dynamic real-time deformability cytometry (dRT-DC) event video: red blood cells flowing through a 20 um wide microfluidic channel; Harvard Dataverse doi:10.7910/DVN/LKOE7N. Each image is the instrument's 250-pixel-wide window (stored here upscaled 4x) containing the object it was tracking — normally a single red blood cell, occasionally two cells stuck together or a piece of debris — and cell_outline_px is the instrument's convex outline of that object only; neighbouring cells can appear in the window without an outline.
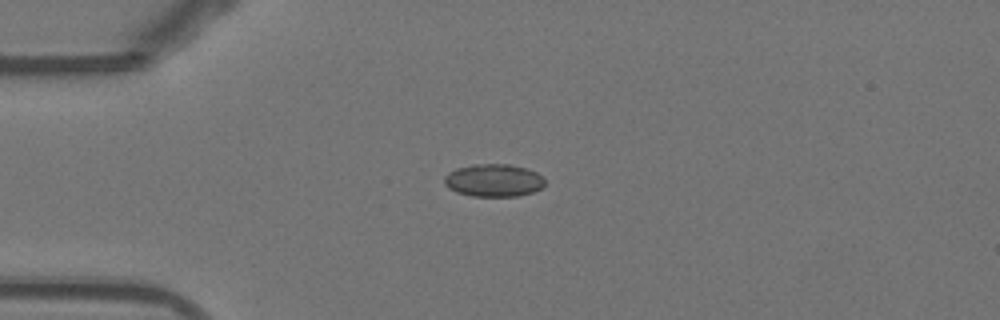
{"species": "Egyptian fruit bat (a non-hibernating species)", "species_latin": "Rousettus aegyptiacus", "temperature_condition": "warm", "stored_images_in_passage": 40, "camera_frame_rate_fps": 3000, "um_per_image_px": 0.085, "animal": {"sex": "female"}, "frame": {"image": 1, "passage_image": 1, "time_ms": 0.0, "image_size_px": [1000, 320], "cell_outline_px": [[544, 184], [540, 188], [532, 192], [516, 196], [472, 196], [456, 192], [448, 188], [444, 184], [444, 176], [448, 172], [456, 168], [472, 164], [512, 164], [528, 168], [536, 172], [544, 180]], "centroid_in_image_um": [41.92, 15.32], "position_along_channel_um": 43.1, "area_um2": 19.25}}
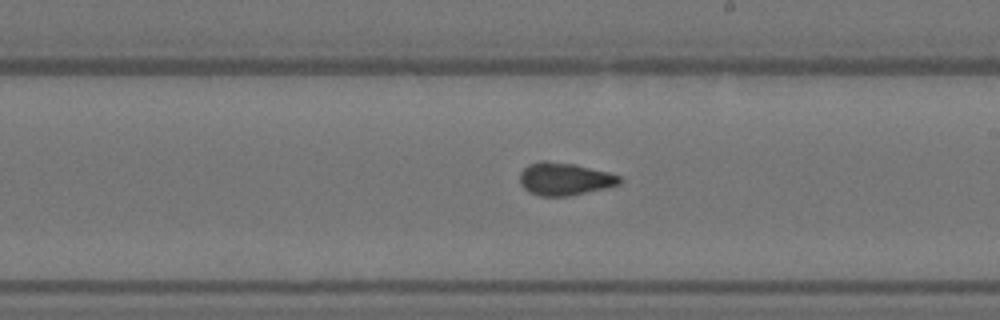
{"frame": {"image": 2, "passage_image": 18, "time_ms": 5.667, "image_size_px": [1000, 320], "cell_outline_px": [[624, 180], [620, 184], [608, 188], [568, 196], [540, 196], [528, 192], [520, 184], [520, 172], [528, 164], [540, 160], [544, 160], [576, 164], [608, 172], [620, 176]], "centroid_in_image_um": [48.0, 15.21], "position_along_channel_um": 241.0, "area_um2": 19.31}}
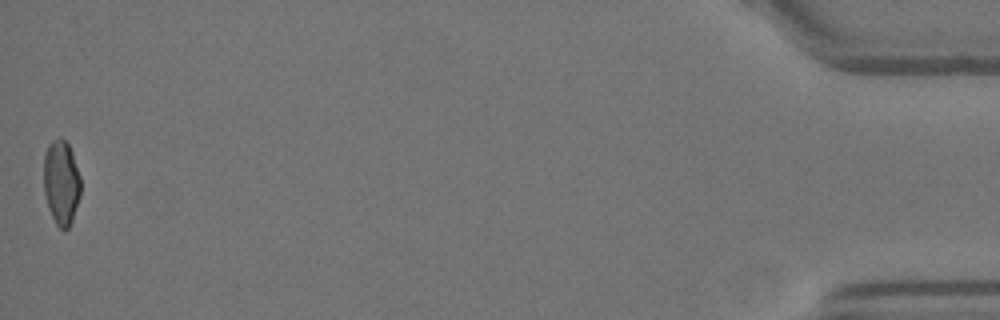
{"frame": {"image": 3, "passage_image": 40, "time_ms": 13.0, "image_size_px": [1000, 320], "cell_outline_px": [[80, 196], [72, 220], [68, 228], [64, 232], [56, 224], [48, 208], [44, 192], [44, 152], [48, 144], [52, 140], [60, 136], [68, 144], [72, 152], [80, 176]], "centroid_in_image_um": [5.2, 15.5], "position_along_channel_um": 430.0, "area_um2": 18.38}, "authors_computed_cell_mechanics": {"area_um2": 18.785, "velocity_mm_per_s": 3.876, "shape_relaxation_time_tau1_ms": 6.6399, "shape_relaxation_time_tau2_ms": 1.3618, "deformation_change_tau1": 0.1687, "deformation_change_tau2": 0.0601}}